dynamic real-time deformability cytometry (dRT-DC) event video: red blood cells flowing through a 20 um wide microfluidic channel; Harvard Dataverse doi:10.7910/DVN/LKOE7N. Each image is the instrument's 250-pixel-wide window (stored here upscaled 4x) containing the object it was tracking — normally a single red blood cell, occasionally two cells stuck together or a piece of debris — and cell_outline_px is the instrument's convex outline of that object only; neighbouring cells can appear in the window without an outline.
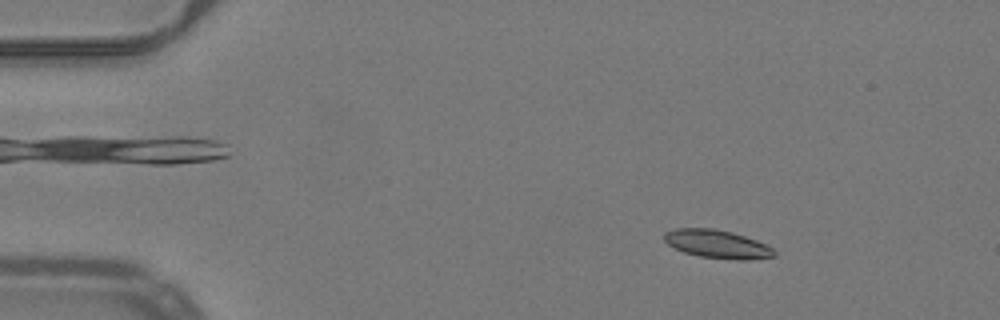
{"species": "common noctule bat (a hibernating species)", "species_latin": "Nyctalus noctula", "temperature_condition": "warm", "stored_images_in_passage": 50, "camera_frame_rate_fps": 3000, "um_per_image_px": 0.085, "animal": {"sex": "male", "body_mass_g": 19.2, "forearm_length_mm": 51.8}, "frame": {"image": 1, "passage_image": 6, "time_ms": 1.667, "image_size_px": [1000, 320], "cell_outline_px": [[776, 256], [748, 260], [740, 260], [700, 256], [684, 252], [668, 244], [664, 240], [664, 232], [676, 228], [712, 228], [732, 232], [756, 240], [772, 248], [776, 252]], "centroid_in_image_um": [60.96, 20.74], "position_along_channel_um": 24.0, "area_um2": 17.98}}
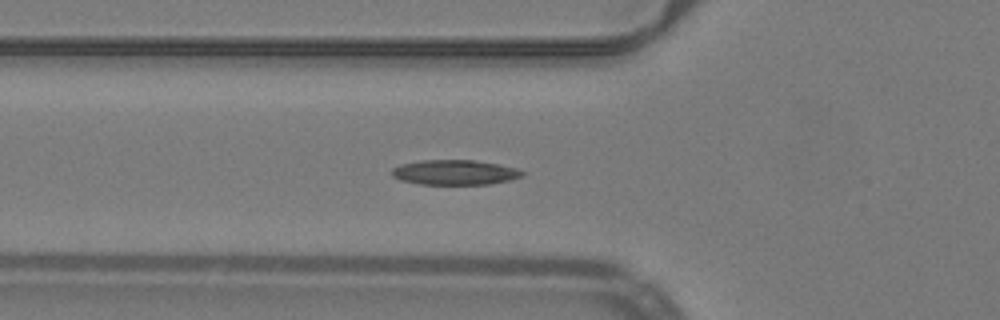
{"frame": {"image": 2, "passage_image": 17, "time_ms": 5.333, "image_size_px": [1000, 320], "cell_outline_px": [[524, 176], [508, 180], [488, 184], [420, 184], [400, 180], [392, 176], [392, 168], [400, 164], [420, 160], [472, 160], [500, 164], [516, 168], [524, 172]], "centroid_in_image_um": [38.64, 14.64], "position_along_channel_um": 87.2, "area_um2": 18.96}}
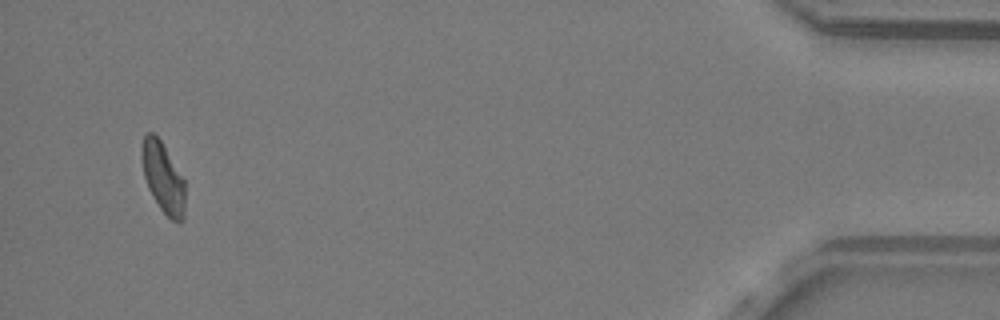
{"frame": {"image": 3, "passage_image": 48, "time_ms": 15.667, "image_size_px": [1000, 320], "cell_outline_px": [[184, 220], [180, 224], [172, 220], [160, 208], [152, 196], [148, 188], [144, 176], [140, 156], [140, 148], [144, 136], [148, 132], [152, 132], [160, 140], [184, 180]], "centroid_in_image_um": [13.83, 15.11], "position_along_channel_um": 421.4, "area_um2": 17.69}, "authors_computed_cell_mechanics": {"area_um2": 18.1492, "velocity_mm_per_s": 3.9985, "shape_relaxation_time_tau1_ms": 10.4061, "shape_relaxation_time_tau2_ms": 5.936, "deformation_change_tau1": 0.2192, "deformation_change_tau2": 0.1259}}